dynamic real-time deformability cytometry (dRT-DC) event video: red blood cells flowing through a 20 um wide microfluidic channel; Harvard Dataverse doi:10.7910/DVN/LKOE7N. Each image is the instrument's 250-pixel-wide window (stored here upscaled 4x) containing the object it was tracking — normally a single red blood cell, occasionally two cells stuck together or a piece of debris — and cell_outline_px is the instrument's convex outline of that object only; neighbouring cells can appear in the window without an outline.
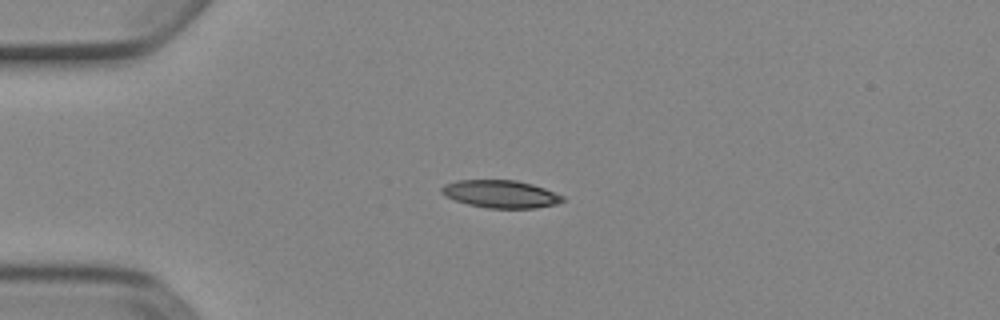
{"species": "Egyptian fruit bat (a non-hibernating species)", "species_latin": "Rousettus aegyptiacus", "temperature_condition": "cold", "stored_images_in_passage": 6, "camera_frame_rate_fps": 3000, "um_per_image_px": 0.085, "animal": {"sex": "female"}, "frame": {"image": 1, "passage_image": 3, "time_ms": 0.667, "image_size_px": [1000, 320], "cell_outline_px": [[564, 200], [556, 204], [536, 208], [488, 208], [468, 204], [444, 196], [440, 192], [440, 188], [444, 184], [456, 180], [516, 180], [532, 184], [544, 188], [564, 196]], "centroid_in_image_um": [42.53, 16.48], "position_along_channel_um": 42.5, "area_um2": 19.54}}
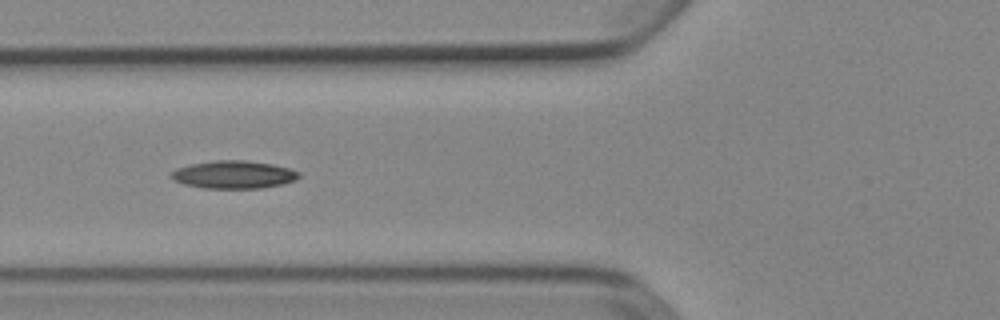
{"frame": {"image": 2, "passage_image": 5, "time_ms": 1.333, "image_size_px": [1000, 320], "cell_outline_px": [[300, 176], [296, 180], [284, 184], [260, 188], [204, 188], [184, 184], [172, 180], [172, 172], [176, 168], [192, 164], [216, 160], [244, 160], [272, 164], [288, 168], [300, 172]], "centroid_in_image_um": [19.89, 14.84], "position_along_channel_um": 105.9, "area_um2": 20.63}}
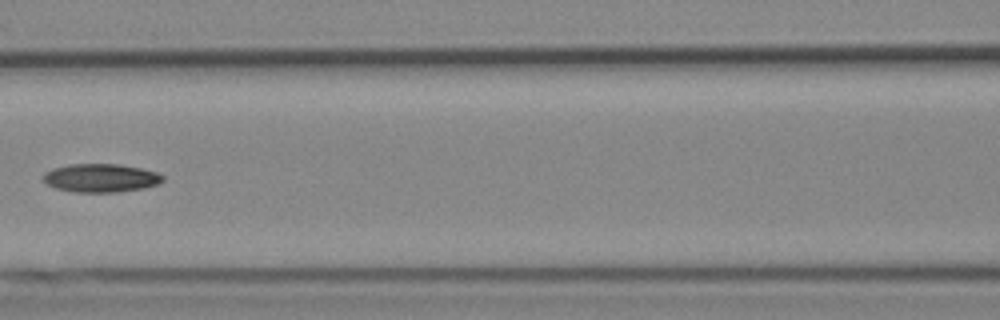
{"frame": {"image": 3, "passage_image": 6, "time_ms": 1.667, "image_size_px": [1000, 320], "cell_outline_px": [[164, 180], [156, 184], [144, 188], [116, 192], [76, 192], [56, 188], [48, 184], [44, 180], [44, 172], [52, 168], [68, 164], [120, 164], [140, 168], [156, 172], [164, 176]], "centroid_in_image_um": [8.56, 15.12], "position_along_channel_um": 158.0, "area_um2": 19.71}}